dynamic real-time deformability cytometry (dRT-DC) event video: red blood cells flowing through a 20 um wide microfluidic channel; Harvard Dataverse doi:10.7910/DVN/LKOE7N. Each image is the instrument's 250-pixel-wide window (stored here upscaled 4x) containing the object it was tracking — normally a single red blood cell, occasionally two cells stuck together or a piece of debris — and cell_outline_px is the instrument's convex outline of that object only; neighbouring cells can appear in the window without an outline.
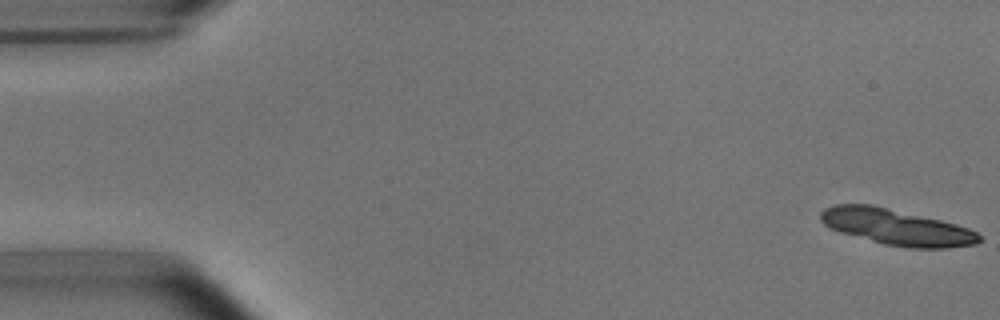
{"species": "common noctule bat (a hibernating species)", "species_latin": "Nyctalus noctula", "temperature_condition": "room temperature", "stored_images_in_passage": 5, "camera_frame_rate_fps": 3000, "um_per_image_px": 0.085, "animal": {"sex": "male", "body_mass_g": 15.6}, "frame": {"image": 1, "passage_image": 5, "time_ms": 4.667, "image_size_px": [1000, 320], "cell_outline_px": [[984, 240], [976, 244], [944, 248], [908, 248], [884, 244], [840, 232], [828, 228], [820, 220], [820, 212], [824, 208], [832, 204], [872, 204], [940, 220], [956, 224], [968, 228], [976, 232]], "centroid_in_image_um": [76.17, 19.3], "position_along_channel_um": 8.8, "area_um2": 33.29}}